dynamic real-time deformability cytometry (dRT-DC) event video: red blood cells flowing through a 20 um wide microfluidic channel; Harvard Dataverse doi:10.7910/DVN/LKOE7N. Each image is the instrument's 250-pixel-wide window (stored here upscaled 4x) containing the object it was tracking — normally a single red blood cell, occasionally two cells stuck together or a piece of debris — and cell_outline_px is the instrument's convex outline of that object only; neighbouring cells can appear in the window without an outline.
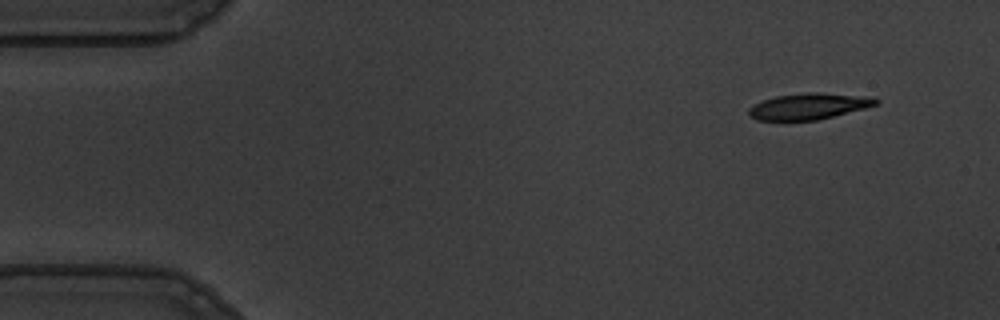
{"species": "common noctule bat (a hibernating species)", "species_latin": "Nyctalus noctula", "temperature_condition": "warm", "stored_images_in_passage": 52, "camera_frame_rate_fps": 3000, "um_per_image_px": 0.085, "animal": {"sex": "male", "body_mass_g": 19.5, "forearm_length_mm": 54.6}, "frame": {"image": 1, "passage_image": 1, "time_ms": 0.0, "image_size_px": [1000, 320], "cell_outline_px": [[880, 104], [816, 120], [756, 120], [748, 112], [748, 108], [764, 100], [776, 96], [808, 92], [816, 92], [876, 96], [880, 100]], "centroid_in_image_um": [68.84, 9.01], "position_along_channel_um": 16.2, "area_um2": 19.36}}
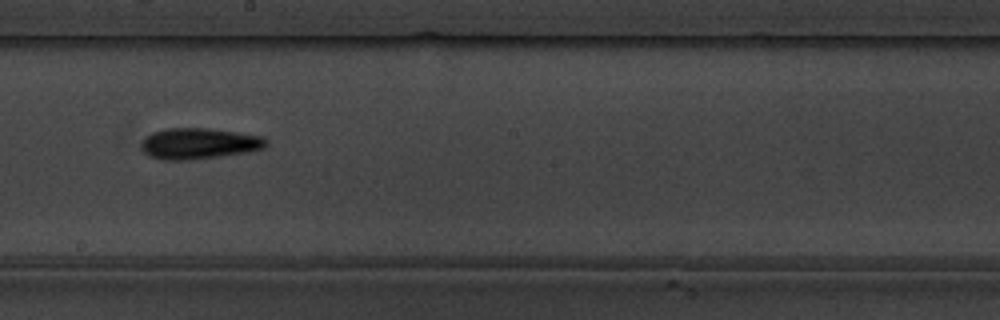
{"frame": {"image": 2, "passage_image": 27, "time_ms": 8.667, "image_size_px": [1000, 320], "cell_outline_px": [[268, 144], [264, 148], [244, 152], [220, 156], [188, 160], [164, 160], [148, 156], [140, 148], [140, 144], [152, 132], [164, 128], [208, 128], [236, 132], [260, 136], [268, 140]], "centroid_in_image_um": [16.87, 12.2], "position_along_channel_um": 231.3, "area_um2": 22.48}}
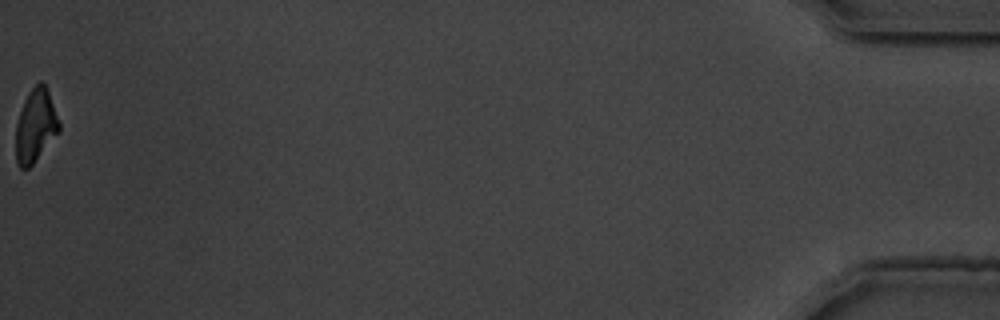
{"frame": {"image": 3, "passage_image": 52, "time_ms": 17.0, "image_size_px": [1000, 320], "cell_outline_px": [[60, 132], [32, 164], [28, 168], [20, 168], [16, 160], [16, 124], [24, 100], [28, 92], [40, 80], [48, 88], [60, 124]], "centroid_in_image_um": [3.03, 10.66], "position_along_channel_um": 432.2, "area_um2": 18.44}, "authors_computed_cell_mechanics": {"area_um2": 20.4323, "velocity_mm_per_s": 3.6187, "shape_relaxation_time_tau1_ms": 4.0387, "shape_relaxation_time_tau2_ms": 3.1991, "deformation_change_tau1": 0.1667, "deformation_change_tau2": 0.1326}}